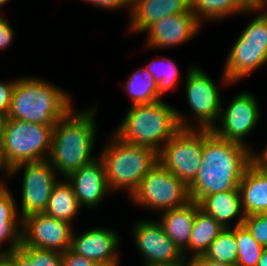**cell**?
I'll use <instances>...</instances> for the list:
<instances>
[{
  "label": "cell",
  "instance_id": "cell-5",
  "mask_svg": "<svg viewBox=\"0 0 267 266\" xmlns=\"http://www.w3.org/2000/svg\"><path fill=\"white\" fill-rule=\"evenodd\" d=\"M98 158L102 161L110 191H127L128 198L148 171L158 162L157 152L145 146L129 144L114 133Z\"/></svg>",
  "mask_w": 267,
  "mask_h": 266
},
{
  "label": "cell",
  "instance_id": "cell-42",
  "mask_svg": "<svg viewBox=\"0 0 267 266\" xmlns=\"http://www.w3.org/2000/svg\"><path fill=\"white\" fill-rule=\"evenodd\" d=\"M0 266H16L6 255L0 260Z\"/></svg>",
  "mask_w": 267,
  "mask_h": 266
},
{
  "label": "cell",
  "instance_id": "cell-20",
  "mask_svg": "<svg viewBox=\"0 0 267 266\" xmlns=\"http://www.w3.org/2000/svg\"><path fill=\"white\" fill-rule=\"evenodd\" d=\"M199 208V203L189 201L184 206L159 212L161 216L157 221L181 252L188 247L193 220Z\"/></svg>",
  "mask_w": 267,
  "mask_h": 266
},
{
  "label": "cell",
  "instance_id": "cell-49",
  "mask_svg": "<svg viewBox=\"0 0 267 266\" xmlns=\"http://www.w3.org/2000/svg\"><path fill=\"white\" fill-rule=\"evenodd\" d=\"M5 256V254L0 252V260Z\"/></svg>",
  "mask_w": 267,
  "mask_h": 266
},
{
  "label": "cell",
  "instance_id": "cell-45",
  "mask_svg": "<svg viewBox=\"0 0 267 266\" xmlns=\"http://www.w3.org/2000/svg\"><path fill=\"white\" fill-rule=\"evenodd\" d=\"M4 180H0V193L7 187Z\"/></svg>",
  "mask_w": 267,
  "mask_h": 266
},
{
  "label": "cell",
  "instance_id": "cell-40",
  "mask_svg": "<svg viewBox=\"0 0 267 266\" xmlns=\"http://www.w3.org/2000/svg\"><path fill=\"white\" fill-rule=\"evenodd\" d=\"M7 119H8V116L6 114L0 113V140L4 133Z\"/></svg>",
  "mask_w": 267,
  "mask_h": 266
},
{
  "label": "cell",
  "instance_id": "cell-33",
  "mask_svg": "<svg viewBox=\"0 0 267 266\" xmlns=\"http://www.w3.org/2000/svg\"><path fill=\"white\" fill-rule=\"evenodd\" d=\"M16 79L12 81H0V113L6 114L8 116L13 89L15 86Z\"/></svg>",
  "mask_w": 267,
  "mask_h": 266
},
{
  "label": "cell",
  "instance_id": "cell-22",
  "mask_svg": "<svg viewBox=\"0 0 267 266\" xmlns=\"http://www.w3.org/2000/svg\"><path fill=\"white\" fill-rule=\"evenodd\" d=\"M8 188L0 193V246L8 243L7 248H1L0 252L5 255L22 244V219L17 209L19 204H16V197Z\"/></svg>",
  "mask_w": 267,
  "mask_h": 266
},
{
  "label": "cell",
  "instance_id": "cell-6",
  "mask_svg": "<svg viewBox=\"0 0 267 266\" xmlns=\"http://www.w3.org/2000/svg\"><path fill=\"white\" fill-rule=\"evenodd\" d=\"M54 126L7 119L0 140V163L7 172L23 162L48 159Z\"/></svg>",
  "mask_w": 267,
  "mask_h": 266
},
{
  "label": "cell",
  "instance_id": "cell-18",
  "mask_svg": "<svg viewBox=\"0 0 267 266\" xmlns=\"http://www.w3.org/2000/svg\"><path fill=\"white\" fill-rule=\"evenodd\" d=\"M190 10L191 0H131L127 31L140 34L163 17Z\"/></svg>",
  "mask_w": 267,
  "mask_h": 266
},
{
  "label": "cell",
  "instance_id": "cell-43",
  "mask_svg": "<svg viewBox=\"0 0 267 266\" xmlns=\"http://www.w3.org/2000/svg\"><path fill=\"white\" fill-rule=\"evenodd\" d=\"M260 7L267 13V0H262Z\"/></svg>",
  "mask_w": 267,
  "mask_h": 266
},
{
  "label": "cell",
  "instance_id": "cell-46",
  "mask_svg": "<svg viewBox=\"0 0 267 266\" xmlns=\"http://www.w3.org/2000/svg\"><path fill=\"white\" fill-rule=\"evenodd\" d=\"M93 266H117V265L107 264V263H94Z\"/></svg>",
  "mask_w": 267,
  "mask_h": 266
},
{
  "label": "cell",
  "instance_id": "cell-19",
  "mask_svg": "<svg viewBox=\"0 0 267 266\" xmlns=\"http://www.w3.org/2000/svg\"><path fill=\"white\" fill-rule=\"evenodd\" d=\"M238 190L244 215L267 213V175L250 163L245 169Z\"/></svg>",
  "mask_w": 267,
  "mask_h": 266
},
{
  "label": "cell",
  "instance_id": "cell-15",
  "mask_svg": "<svg viewBox=\"0 0 267 266\" xmlns=\"http://www.w3.org/2000/svg\"><path fill=\"white\" fill-rule=\"evenodd\" d=\"M73 230L71 250L95 263H107L119 266V231L110 228H90L79 235ZM76 234V235H75ZM118 251V252H117Z\"/></svg>",
  "mask_w": 267,
  "mask_h": 266
},
{
  "label": "cell",
  "instance_id": "cell-27",
  "mask_svg": "<svg viewBox=\"0 0 267 266\" xmlns=\"http://www.w3.org/2000/svg\"><path fill=\"white\" fill-rule=\"evenodd\" d=\"M157 84L159 97L165 96L168 91L175 90L180 81V71L177 63L168 57H158L145 66Z\"/></svg>",
  "mask_w": 267,
  "mask_h": 266
},
{
  "label": "cell",
  "instance_id": "cell-32",
  "mask_svg": "<svg viewBox=\"0 0 267 266\" xmlns=\"http://www.w3.org/2000/svg\"><path fill=\"white\" fill-rule=\"evenodd\" d=\"M243 225L260 245L267 248V213L247 215Z\"/></svg>",
  "mask_w": 267,
  "mask_h": 266
},
{
  "label": "cell",
  "instance_id": "cell-7",
  "mask_svg": "<svg viewBox=\"0 0 267 266\" xmlns=\"http://www.w3.org/2000/svg\"><path fill=\"white\" fill-rule=\"evenodd\" d=\"M185 78L186 100L194 117L176 110L180 128L212 129L218 123L223 103L218 83L195 64Z\"/></svg>",
  "mask_w": 267,
  "mask_h": 266
},
{
  "label": "cell",
  "instance_id": "cell-4",
  "mask_svg": "<svg viewBox=\"0 0 267 266\" xmlns=\"http://www.w3.org/2000/svg\"><path fill=\"white\" fill-rule=\"evenodd\" d=\"M176 110L162 99L132 105L113 133L126 143L149 147L158 153L181 129Z\"/></svg>",
  "mask_w": 267,
  "mask_h": 266
},
{
  "label": "cell",
  "instance_id": "cell-3",
  "mask_svg": "<svg viewBox=\"0 0 267 266\" xmlns=\"http://www.w3.org/2000/svg\"><path fill=\"white\" fill-rule=\"evenodd\" d=\"M73 106L65 89L37 76H24L16 79L8 118L55 126Z\"/></svg>",
  "mask_w": 267,
  "mask_h": 266
},
{
  "label": "cell",
  "instance_id": "cell-35",
  "mask_svg": "<svg viewBox=\"0 0 267 266\" xmlns=\"http://www.w3.org/2000/svg\"><path fill=\"white\" fill-rule=\"evenodd\" d=\"M10 21L4 17L3 13H0V50H5L13 43L14 30L9 23Z\"/></svg>",
  "mask_w": 267,
  "mask_h": 266
},
{
  "label": "cell",
  "instance_id": "cell-30",
  "mask_svg": "<svg viewBox=\"0 0 267 266\" xmlns=\"http://www.w3.org/2000/svg\"><path fill=\"white\" fill-rule=\"evenodd\" d=\"M237 266H257L265 248L260 245L242 224L236 226Z\"/></svg>",
  "mask_w": 267,
  "mask_h": 266
},
{
  "label": "cell",
  "instance_id": "cell-41",
  "mask_svg": "<svg viewBox=\"0 0 267 266\" xmlns=\"http://www.w3.org/2000/svg\"><path fill=\"white\" fill-rule=\"evenodd\" d=\"M257 266H267V248L262 252Z\"/></svg>",
  "mask_w": 267,
  "mask_h": 266
},
{
  "label": "cell",
  "instance_id": "cell-8",
  "mask_svg": "<svg viewBox=\"0 0 267 266\" xmlns=\"http://www.w3.org/2000/svg\"><path fill=\"white\" fill-rule=\"evenodd\" d=\"M129 199L134 205L161 212L186 205L188 186L157 162L145 175Z\"/></svg>",
  "mask_w": 267,
  "mask_h": 266
},
{
  "label": "cell",
  "instance_id": "cell-37",
  "mask_svg": "<svg viewBox=\"0 0 267 266\" xmlns=\"http://www.w3.org/2000/svg\"><path fill=\"white\" fill-rule=\"evenodd\" d=\"M185 266H237V265L214 262L207 259L203 255H199L186 259Z\"/></svg>",
  "mask_w": 267,
  "mask_h": 266
},
{
  "label": "cell",
  "instance_id": "cell-47",
  "mask_svg": "<svg viewBox=\"0 0 267 266\" xmlns=\"http://www.w3.org/2000/svg\"><path fill=\"white\" fill-rule=\"evenodd\" d=\"M155 266H185V265L166 264V265H155Z\"/></svg>",
  "mask_w": 267,
  "mask_h": 266
},
{
  "label": "cell",
  "instance_id": "cell-50",
  "mask_svg": "<svg viewBox=\"0 0 267 266\" xmlns=\"http://www.w3.org/2000/svg\"><path fill=\"white\" fill-rule=\"evenodd\" d=\"M263 171H264V172L266 173V175H267V168H265Z\"/></svg>",
  "mask_w": 267,
  "mask_h": 266
},
{
  "label": "cell",
  "instance_id": "cell-36",
  "mask_svg": "<svg viewBox=\"0 0 267 266\" xmlns=\"http://www.w3.org/2000/svg\"><path fill=\"white\" fill-rule=\"evenodd\" d=\"M95 262L77 255L71 249L62 253V266H93Z\"/></svg>",
  "mask_w": 267,
  "mask_h": 266
},
{
  "label": "cell",
  "instance_id": "cell-28",
  "mask_svg": "<svg viewBox=\"0 0 267 266\" xmlns=\"http://www.w3.org/2000/svg\"><path fill=\"white\" fill-rule=\"evenodd\" d=\"M16 266H62V253L53 250L20 247L6 255Z\"/></svg>",
  "mask_w": 267,
  "mask_h": 266
},
{
  "label": "cell",
  "instance_id": "cell-38",
  "mask_svg": "<svg viewBox=\"0 0 267 266\" xmlns=\"http://www.w3.org/2000/svg\"><path fill=\"white\" fill-rule=\"evenodd\" d=\"M261 151L260 154L257 152V150L255 152V149L251 150V163L263 171L265 168H267V143Z\"/></svg>",
  "mask_w": 267,
  "mask_h": 266
},
{
  "label": "cell",
  "instance_id": "cell-12",
  "mask_svg": "<svg viewBox=\"0 0 267 266\" xmlns=\"http://www.w3.org/2000/svg\"><path fill=\"white\" fill-rule=\"evenodd\" d=\"M132 230L135 246L144 258L142 266L185 265L186 259L182 252L156 219L138 220Z\"/></svg>",
  "mask_w": 267,
  "mask_h": 266
},
{
  "label": "cell",
  "instance_id": "cell-11",
  "mask_svg": "<svg viewBox=\"0 0 267 266\" xmlns=\"http://www.w3.org/2000/svg\"><path fill=\"white\" fill-rule=\"evenodd\" d=\"M258 99L249 92L241 91L230 101L226 109L222 105L218 123L212 131L224 140L233 141L249 147L246 137L253 132L262 116ZM225 109V110H224Z\"/></svg>",
  "mask_w": 267,
  "mask_h": 266
},
{
  "label": "cell",
  "instance_id": "cell-2",
  "mask_svg": "<svg viewBox=\"0 0 267 266\" xmlns=\"http://www.w3.org/2000/svg\"><path fill=\"white\" fill-rule=\"evenodd\" d=\"M97 105L83 111L72 107L53 127L48 160L62 179L98 158L93 153Z\"/></svg>",
  "mask_w": 267,
  "mask_h": 266
},
{
  "label": "cell",
  "instance_id": "cell-48",
  "mask_svg": "<svg viewBox=\"0 0 267 266\" xmlns=\"http://www.w3.org/2000/svg\"><path fill=\"white\" fill-rule=\"evenodd\" d=\"M7 173L6 171H4V169L2 168V166H1V163H0V173H1V177H2V173ZM1 177H0V180H1Z\"/></svg>",
  "mask_w": 267,
  "mask_h": 266
},
{
  "label": "cell",
  "instance_id": "cell-16",
  "mask_svg": "<svg viewBox=\"0 0 267 266\" xmlns=\"http://www.w3.org/2000/svg\"><path fill=\"white\" fill-rule=\"evenodd\" d=\"M66 180L71 184L81 208H96L107 196L106 194L111 192L103 163L99 158L76 170Z\"/></svg>",
  "mask_w": 267,
  "mask_h": 266
},
{
  "label": "cell",
  "instance_id": "cell-24",
  "mask_svg": "<svg viewBox=\"0 0 267 266\" xmlns=\"http://www.w3.org/2000/svg\"><path fill=\"white\" fill-rule=\"evenodd\" d=\"M81 207L71 184L63 178L54 185L44 214L66 221L71 225Z\"/></svg>",
  "mask_w": 267,
  "mask_h": 266
},
{
  "label": "cell",
  "instance_id": "cell-14",
  "mask_svg": "<svg viewBox=\"0 0 267 266\" xmlns=\"http://www.w3.org/2000/svg\"><path fill=\"white\" fill-rule=\"evenodd\" d=\"M201 26L191 10L163 17L143 31L147 33L144 47L152 50L182 45L194 38Z\"/></svg>",
  "mask_w": 267,
  "mask_h": 266
},
{
  "label": "cell",
  "instance_id": "cell-21",
  "mask_svg": "<svg viewBox=\"0 0 267 266\" xmlns=\"http://www.w3.org/2000/svg\"><path fill=\"white\" fill-rule=\"evenodd\" d=\"M200 209L212 216L224 228L243 224L245 215L239 191H226L205 196L199 202ZM235 219V223L234 222ZM232 224V226H231Z\"/></svg>",
  "mask_w": 267,
  "mask_h": 266
},
{
  "label": "cell",
  "instance_id": "cell-31",
  "mask_svg": "<svg viewBox=\"0 0 267 266\" xmlns=\"http://www.w3.org/2000/svg\"><path fill=\"white\" fill-rule=\"evenodd\" d=\"M249 13L257 16L252 18L235 43L265 44L267 48V13L261 7L249 9Z\"/></svg>",
  "mask_w": 267,
  "mask_h": 266
},
{
  "label": "cell",
  "instance_id": "cell-25",
  "mask_svg": "<svg viewBox=\"0 0 267 266\" xmlns=\"http://www.w3.org/2000/svg\"><path fill=\"white\" fill-rule=\"evenodd\" d=\"M191 11L201 24L223 20L235 14H249V9L239 0H191Z\"/></svg>",
  "mask_w": 267,
  "mask_h": 266
},
{
  "label": "cell",
  "instance_id": "cell-29",
  "mask_svg": "<svg viewBox=\"0 0 267 266\" xmlns=\"http://www.w3.org/2000/svg\"><path fill=\"white\" fill-rule=\"evenodd\" d=\"M237 253L236 226H233L224 228L203 256L214 262L236 264Z\"/></svg>",
  "mask_w": 267,
  "mask_h": 266
},
{
  "label": "cell",
  "instance_id": "cell-44",
  "mask_svg": "<svg viewBox=\"0 0 267 266\" xmlns=\"http://www.w3.org/2000/svg\"><path fill=\"white\" fill-rule=\"evenodd\" d=\"M11 0H0V13L3 12L1 9ZM3 6V7H2Z\"/></svg>",
  "mask_w": 267,
  "mask_h": 266
},
{
  "label": "cell",
  "instance_id": "cell-23",
  "mask_svg": "<svg viewBox=\"0 0 267 266\" xmlns=\"http://www.w3.org/2000/svg\"><path fill=\"white\" fill-rule=\"evenodd\" d=\"M223 229L224 227L219 222L199 208L193 220L188 247L182 252L184 258L204 255ZM188 252H191V255Z\"/></svg>",
  "mask_w": 267,
  "mask_h": 266
},
{
  "label": "cell",
  "instance_id": "cell-1",
  "mask_svg": "<svg viewBox=\"0 0 267 266\" xmlns=\"http://www.w3.org/2000/svg\"><path fill=\"white\" fill-rule=\"evenodd\" d=\"M250 163L248 147L224 140L212 129H204L201 164L196 178L188 186L190 201L199 203L207 195L239 191L242 175Z\"/></svg>",
  "mask_w": 267,
  "mask_h": 266
},
{
  "label": "cell",
  "instance_id": "cell-26",
  "mask_svg": "<svg viewBox=\"0 0 267 266\" xmlns=\"http://www.w3.org/2000/svg\"><path fill=\"white\" fill-rule=\"evenodd\" d=\"M123 88L131 97V105L150 104L161 100L157 84L145 67L133 71L123 84Z\"/></svg>",
  "mask_w": 267,
  "mask_h": 266
},
{
  "label": "cell",
  "instance_id": "cell-17",
  "mask_svg": "<svg viewBox=\"0 0 267 266\" xmlns=\"http://www.w3.org/2000/svg\"><path fill=\"white\" fill-rule=\"evenodd\" d=\"M266 64L265 44L234 43L226 57L220 85L235 84Z\"/></svg>",
  "mask_w": 267,
  "mask_h": 266
},
{
  "label": "cell",
  "instance_id": "cell-13",
  "mask_svg": "<svg viewBox=\"0 0 267 266\" xmlns=\"http://www.w3.org/2000/svg\"><path fill=\"white\" fill-rule=\"evenodd\" d=\"M73 225L44 213L22 220V243L36 249L64 253L71 248Z\"/></svg>",
  "mask_w": 267,
  "mask_h": 266
},
{
  "label": "cell",
  "instance_id": "cell-10",
  "mask_svg": "<svg viewBox=\"0 0 267 266\" xmlns=\"http://www.w3.org/2000/svg\"><path fill=\"white\" fill-rule=\"evenodd\" d=\"M20 171L23 172L21 207L17 209L23 220L30 215L45 212L52 189L59 181V176L48 159L20 163L13 166L6 174L7 177H10Z\"/></svg>",
  "mask_w": 267,
  "mask_h": 266
},
{
  "label": "cell",
  "instance_id": "cell-9",
  "mask_svg": "<svg viewBox=\"0 0 267 266\" xmlns=\"http://www.w3.org/2000/svg\"><path fill=\"white\" fill-rule=\"evenodd\" d=\"M204 129L181 128L157 153L158 162L189 186L201 164Z\"/></svg>",
  "mask_w": 267,
  "mask_h": 266
},
{
  "label": "cell",
  "instance_id": "cell-39",
  "mask_svg": "<svg viewBox=\"0 0 267 266\" xmlns=\"http://www.w3.org/2000/svg\"><path fill=\"white\" fill-rule=\"evenodd\" d=\"M247 9L259 8L262 0H239Z\"/></svg>",
  "mask_w": 267,
  "mask_h": 266
},
{
  "label": "cell",
  "instance_id": "cell-34",
  "mask_svg": "<svg viewBox=\"0 0 267 266\" xmlns=\"http://www.w3.org/2000/svg\"><path fill=\"white\" fill-rule=\"evenodd\" d=\"M86 1L87 3L94 5L95 7H100L101 9H107L110 11H116L121 9L127 10L130 14L131 9V0H81ZM127 8V9H126Z\"/></svg>",
  "mask_w": 267,
  "mask_h": 266
}]
</instances>
